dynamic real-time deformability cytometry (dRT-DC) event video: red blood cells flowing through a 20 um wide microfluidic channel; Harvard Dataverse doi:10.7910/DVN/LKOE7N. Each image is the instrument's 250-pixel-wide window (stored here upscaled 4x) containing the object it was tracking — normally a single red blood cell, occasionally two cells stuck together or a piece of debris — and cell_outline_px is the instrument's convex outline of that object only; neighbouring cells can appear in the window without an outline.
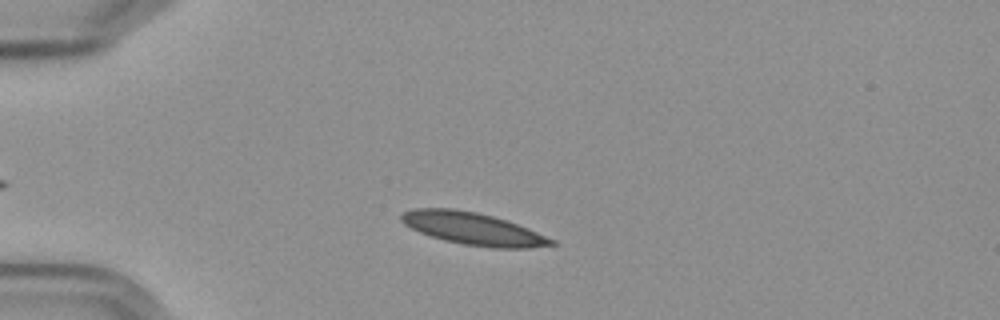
{"species": "Egyptian fruit bat (a non-hibernating species)", "species_latin": "Rousettus aegyptiacus", "temperature_condition": "cold", "stored_images_in_passage": 38, "camera_frame_rate_fps": 3000, "um_per_image_px": 0.085, "frame": {"image": 1, "passage_image": 1, "time_ms": 0.0, "image_size_px": [1000, 320], "cell_outline_px": [[556, 244], [528, 248], [492, 248], [464, 244], [444, 240], [420, 232], [404, 224], [400, 220], [400, 216], [404, 212], [416, 208], [452, 208], [476, 212], [492, 216], [516, 224], [556, 240]], "centroid_in_image_um": [40.19, 19.44], "position_along_channel_um": 44.8, "area_um2": 27.86}}
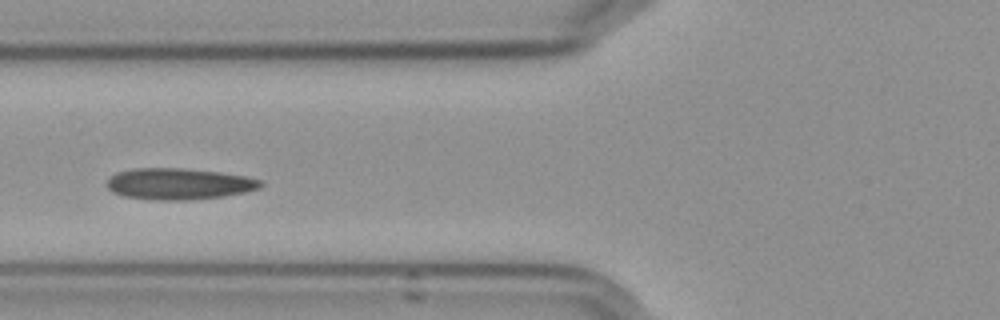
{"frame": {"image": 2, "passage_image": 9, "time_ms": 2.667, "image_size_px": [1000, 320], "cell_outline_px": [[264, 184], [260, 188], [244, 192], [224, 196], [192, 200], [156, 200], [124, 196], [112, 192], [108, 188], [108, 180], [116, 172], [132, 168], [184, 168], [220, 172], [244, 176], [260, 180]], "centroid_in_image_um": [15.2, 15.63], "position_along_channel_um": 110.6, "area_um2": 28.09}}
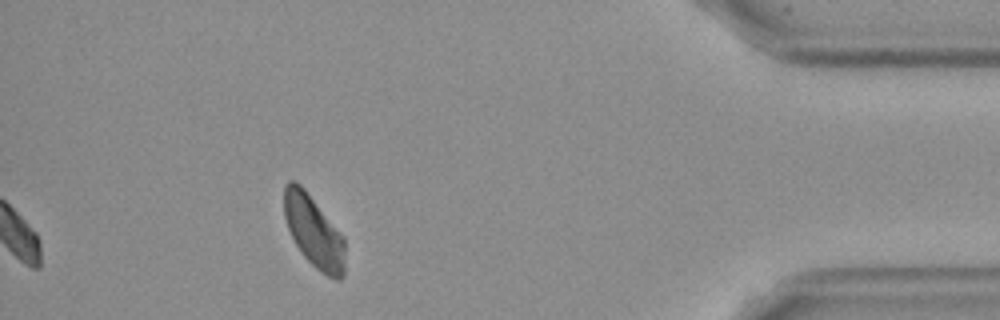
{"frame": {"image": 3, "passage_image": 38, "time_ms": 12.333, "image_size_px": [1000, 320], "cell_outline_px": [[344, 276], [340, 280], [336, 280], [320, 272], [300, 252], [288, 228], [284, 216], [284, 184], [288, 180], [296, 180], [304, 188], [344, 236]], "centroid_in_image_um": [26.67, 19.66], "position_along_channel_um": 408.5, "area_um2": 25.55}, "authors_computed_cell_mechanics": {"area_um2": 27.0793, "velocity_mm_per_s": 3.5448, "shape_relaxation_time_tau1_ms": 6.6737, "shape_relaxation_time_tau2_ms": 10.4538, "deformation_change_tau1": 0.0903, "deformation_change_tau2": 0.1392}}